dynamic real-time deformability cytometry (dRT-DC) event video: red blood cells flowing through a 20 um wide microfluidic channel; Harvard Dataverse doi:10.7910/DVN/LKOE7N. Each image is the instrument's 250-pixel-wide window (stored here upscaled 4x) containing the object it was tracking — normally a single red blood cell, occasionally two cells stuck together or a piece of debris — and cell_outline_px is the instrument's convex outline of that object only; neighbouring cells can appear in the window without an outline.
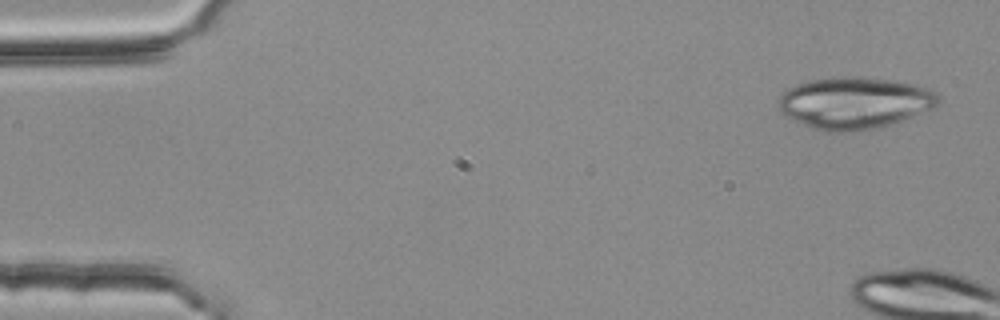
{"species": "common noctule bat (a hibernating species)", "species_latin": "Nyctalus noctula", "temperature_condition": "room temperature", "stored_images_in_passage": 4, "camera_frame_rate_fps": 3000, "um_per_image_px": 0.085, "animal": {"sex": "female", "body_mass_g": 25.1}, "frame": {"image": 1, "passage_image": 1, "time_ms": 0.0, "image_size_px": [1000, 320], "cell_outline_px": [[940, 100], [936, 108], [876, 128], [840, 132], [824, 132], [812, 128], [792, 120], [784, 116], [780, 112], [780, 96], [788, 88], [796, 84], [808, 80], [832, 76], [860, 76], [892, 80], [916, 84], [928, 88], [936, 92], [940, 96]], "centroid_in_image_um": [72.63, 8.73], "position_along_channel_um": 12.4, "area_um2": 48.61}}